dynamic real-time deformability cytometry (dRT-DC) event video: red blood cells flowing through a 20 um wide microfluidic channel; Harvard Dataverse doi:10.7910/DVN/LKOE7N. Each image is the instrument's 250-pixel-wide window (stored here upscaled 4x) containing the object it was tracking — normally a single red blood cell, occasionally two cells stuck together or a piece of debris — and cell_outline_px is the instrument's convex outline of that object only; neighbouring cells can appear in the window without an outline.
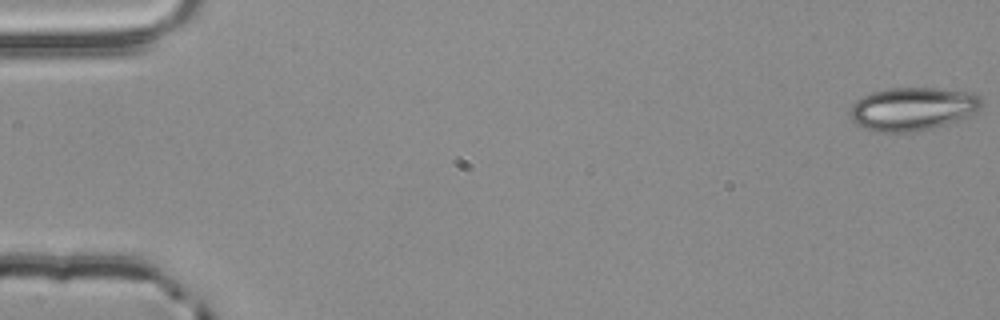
{"species": "common noctule bat (a hibernating species)", "species_latin": "Nyctalus noctula", "temperature_condition": "room temperature", "stored_images_in_passage": 50, "camera_frame_rate_fps": 3000, "um_per_image_px": 0.085, "animal": {"sex": "male", "body_mass_g": 20.4}, "frame": {"image": 1, "passage_image": 1, "time_ms": 0.0, "image_size_px": [1000, 320], "cell_outline_px": [[984, 104], [976, 112], [960, 120], [932, 128], [908, 132], [880, 132], [864, 128], [856, 124], [852, 120], [848, 112], [852, 104], [856, 100], [872, 92], [892, 88], [940, 88], [976, 92], [984, 100]], "centroid_in_image_um": [77.62, 9.24], "position_along_channel_um": 7.4, "area_um2": 33.52}}
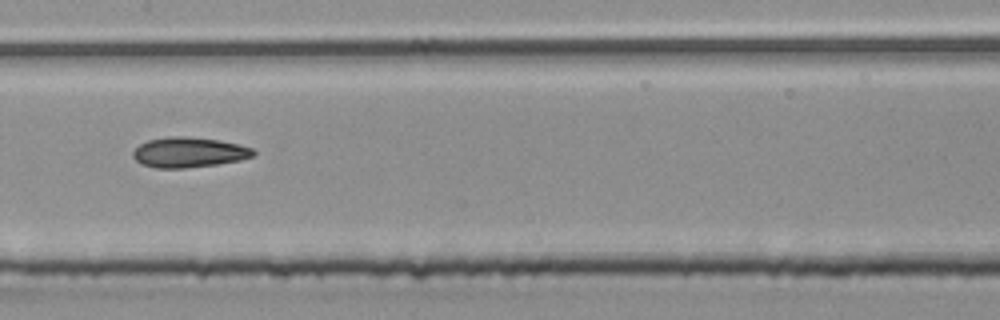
{"frame": {"image": 2, "passage_image": 28, "time_ms": 9.0, "image_size_px": [1000, 320], "cell_outline_px": [[256, 152], [252, 156], [240, 160], [216, 164], [184, 168], [156, 168], [144, 164], [136, 160], [132, 156], [132, 152], [140, 144], [148, 140], [168, 136], [184, 136], [220, 140], [240, 144], [252, 148]], "centroid_in_image_um": [16.06, 12.94], "position_along_channel_um": 191.3, "area_um2": 21.1}}
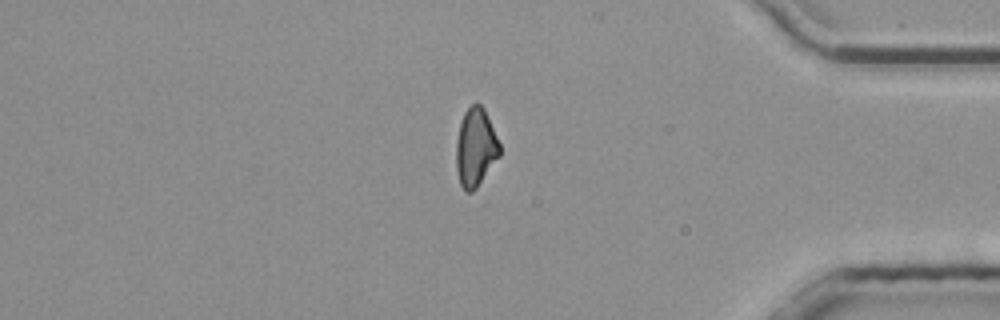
{"frame": {"image": 3, "passage_image": 46, "time_ms": 15.0, "image_size_px": [1000, 320], "cell_outline_px": [[500, 156], [476, 188], [472, 192], [464, 192], [460, 184], [456, 168], [456, 140], [460, 124], [464, 112], [476, 100], [484, 108], [500, 144]], "centroid_in_image_um": [40.42, 12.53], "position_along_channel_um": 394.8, "area_um2": 19.94}}